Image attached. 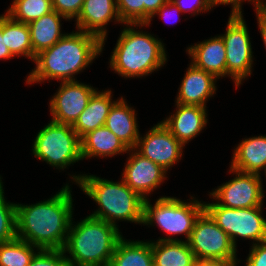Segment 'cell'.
Returning a JSON list of instances; mask_svg holds the SVG:
<instances>
[{"label": "cell", "mask_w": 266, "mask_h": 266, "mask_svg": "<svg viewBox=\"0 0 266 266\" xmlns=\"http://www.w3.org/2000/svg\"><path fill=\"white\" fill-rule=\"evenodd\" d=\"M241 1L242 0H209L210 6L218 5V4H229L233 5L231 16H242L241 14ZM251 1V0H249ZM255 1V0H253Z\"/></svg>", "instance_id": "obj_36"}, {"label": "cell", "mask_w": 266, "mask_h": 266, "mask_svg": "<svg viewBox=\"0 0 266 266\" xmlns=\"http://www.w3.org/2000/svg\"><path fill=\"white\" fill-rule=\"evenodd\" d=\"M151 243L154 266H195L197 261L187 241L164 238Z\"/></svg>", "instance_id": "obj_21"}, {"label": "cell", "mask_w": 266, "mask_h": 266, "mask_svg": "<svg viewBox=\"0 0 266 266\" xmlns=\"http://www.w3.org/2000/svg\"><path fill=\"white\" fill-rule=\"evenodd\" d=\"M231 171L238 176L211 193L213 197L222 201L217 204L233 209L262 206L264 193L260 175L241 172L233 168Z\"/></svg>", "instance_id": "obj_11"}, {"label": "cell", "mask_w": 266, "mask_h": 266, "mask_svg": "<svg viewBox=\"0 0 266 266\" xmlns=\"http://www.w3.org/2000/svg\"><path fill=\"white\" fill-rule=\"evenodd\" d=\"M170 8V0L167 1L164 5H162L155 14L159 13V15H161L162 17L167 16L169 13V11L165 12L166 10H168Z\"/></svg>", "instance_id": "obj_40"}, {"label": "cell", "mask_w": 266, "mask_h": 266, "mask_svg": "<svg viewBox=\"0 0 266 266\" xmlns=\"http://www.w3.org/2000/svg\"><path fill=\"white\" fill-rule=\"evenodd\" d=\"M187 242L197 262L236 264V248L231 239L205 210L197 218Z\"/></svg>", "instance_id": "obj_7"}, {"label": "cell", "mask_w": 266, "mask_h": 266, "mask_svg": "<svg viewBox=\"0 0 266 266\" xmlns=\"http://www.w3.org/2000/svg\"><path fill=\"white\" fill-rule=\"evenodd\" d=\"M96 90L77 81H63L58 93L50 101L52 121L73 125L85 110Z\"/></svg>", "instance_id": "obj_12"}, {"label": "cell", "mask_w": 266, "mask_h": 266, "mask_svg": "<svg viewBox=\"0 0 266 266\" xmlns=\"http://www.w3.org/2000/svg\"><path fill=\"white\" fill-rule=\"evenodd\" d=\"M184 0H170V9H176L178 12H183V11H192L194 9H196L195 11L197 13H199L200 11L202 10H209L211 9V6L209 4V0H197L195 3L196 5H192L193 7L191 9H188V7L185 8L184 6V3H183ZM190 8V7H189Z\"/></svg>", "instance_id": "obj_35"}, {"label": "cell", "mask_w": 266, "mask_h": 266, "mask_svg": "<svg viewBox=\"0 0 266 266\" xmlns=\"http://www.w3.org/2000/svg\"><path fill=\"white\" fill-rule=\"evenodd\" d=\"M138 139L135 148L141 146L139 154L161 166L164 170L172 166L182 156L183 145L162 124L154 126L146 136Z\"/></svg>", "instance_id": "obj_13"}, {"label": "cell", "mask_w": 266, "mask_h": 266, "mask_svg": "<svg viewBox=\"0 0 266 266\" xmlns=\"http://www.w3.org/2000/svg\"><path fill=\"white\" fill-rule=\"evenodd\" d=\"M116 8L122 23L146 25L143 24V0H116Z\"/></svg>", "instance_id": "obj_30"}, {"label": "cell", "mask_w": 266, "mask_h": 266, "mask_svg": "<svg viewBox=\"0 0 266 266\" xmlns=\"http://www.w3.org/2000/svg\"><path fill=\"white\" fill-rule=\"evenodd\" d=\"M32 246L39 249L17 237L11 241L0 243V266H29L36 254Z\"/></svg>", "instance_id": "obj_27"}, {"label": "cell", "mask_w": 266, "mask_h": 266, "mask_svg": "<svg viewBox=\"0 0 266 266\" xmlns=\"http://www.w3.org/2000/svg\"><path fill=\"white\" fill-rule=\"evenodd\" d=\"M73 177L81 189L100 206L90 216L114 226L116 219L143 223L145 199L131 190L123 180L119 183L91 175Z\"/></svg>", "instance_id": "obj_4"}, {"label": "cell", "mask_w": 266, "mask_h": 266, "mask_svg": "<svg viewBox=\"0 0 266 266\" xmlns=\"http://www.w3.org/2000/svg\"><path fill=\"white\" fill-rule=\"evenodd\" d=\"M84 0H52L53 10L67 19L77 18L81 12Z\"/></svg>", "instance_id": "obj_32"}, {"label": "cell", "mask_w": 266, "mask_h": 266, "mask_svg": "<svg viewBox=\"0 0 266 266\" xmlns=\"http://www.w3.org/2000/svg\"><path fill=\"white\" fill-rule=\"evenodd\" d=\"M215 80V76L191 64L180 86L177 103L205 107V101L216 90Z\"/></svg>", "instance_id": "obj_17"}, {"label": "cell", "mask_w": 266, "mask_h": 266, "mask_svg": "<svg viewBox=\"0 0 266 266\" xmlns=\"http://www.w3.org/2000/svg\"><path fill=\"white\" fill-rule=\"evenodd\" d=\"M71 217L72 197L66 185L44 202L29 206L16 204V236L39 249L63 250Z\"/></svg>", "instance_id": "obj_1"}, {"label": "cell", "mask_w": 266, "mask_h": 266, "mask_svg": "<svg viewBox=\"0 0 266 266\" xmlns=\"http://www.w3.org/2000/svg\"><path fill=\"white\" fill-rule=\"evenodd\" d=\"M113 17L120 21L115 0H84L77 17V28L98 37L103 43L106 37L105 26ZM103 29V30H102Z\"/></svg>", "instance_id": "obj_15"}, {"label": "cell", "mask_w": 266, "mask_h": 266, "mask_svg": "<svg viewBox=\"0 0 266 266\" xmlns=\"http://www.w3.org/2000/svg\"><path fill=\"white\" fill-rule=\"evenodd\" d=\"M2 36L12 56L25 55L35 60L28 24L13 20L8 14L2 16Z\"/></svg>", "instance_id": "obj_26"}, {"label": "cell", "mask_w": 266, "mask_h": 266, "mask_svg": "<svg viewBox=\"0 0 266 266\" xmlns=\"http://www.w3.org/2000/svg\"><path fill=\"white\" fill-rule=\"evenodd\" d=\"M204 211V204L197 200L184 203L172 197L159 198L154 207L146 199L144 201L143 223L151 224L156 221L158 226L167 234L185 233L188 241L195 222Z\"/></svg>", "instance_id": "obj_8"}, {"label": "cell", "mask_w": 266, "mask_h": 266, "mask_svg": "<svg viewBox=\"0 0 266 266\" xmlns=\"http://www.w3.org/2000/svg\"><path fill=\"white\" fill-rule=\"evenodd\" d=\"M233 155L231 168L235 170L258 175L259 170L266 171V136L245 139Z\"/></svg>", "instance_id": "obj_22"}, {"label": "cell", "mask_w": 266, "mask_h": 266, "mask_svg": "<svg viewBox=\"0 0 266 266\" xmlns=\"http://www.w3.org/2000/svg\"><path fill=\"white\" fill-rule=\"evenodd\" d=\"M226 48V75L238 86L251 74L252 51L246 24L242 16H231L226 34L221 36Z\"/></svg>", "instance_id": "obj_10"}, {"label": "cell", "mask_w": 266, "mask_h": 266, "mask_svg": "<svg viewBox=\"0 0 266 266\" xmlns=\"http://www.w3.org/2000/svg\"><path fill=\"white\" fill-rule=\"evenodd\" d=\"M29 266H70L63 250L39 249Z\"/></svg>", "instance_id": "obj_31"}, {"label": "cell", "mask_w": 266, "mask_h": 266, "mask_svg": "<svg viewBox=\"0 0 266 266\" xmlns=\"http://www.w3.org/2000/svg\"><path fill=\"white\" fill-rule=\"evenodd\" d=\"M261 207L233 209L217 203L204 204V210L229 236L235 247L236 236L259 243L266 241V220L260 214Z\"/></svg>", "instance_id": "obj_9"}, {"label": "cell", "mask_w": 266, "mask_h": 266, "mask_svg": "<svg viewBox=\"0 0 266 266\" xmlns=\"http://www.w3.org/2000/svg\"><path fill=\"white\" fill-rule=\"evenodd\" d=\"M135 118L134 109L127 106L121 98L110 108L105 123V127L113 132L129 150L135 149L140 135Z\"/></svg>", "instance_id": "obj_19"}, {"label": "cell", "mask_w": 266, "mask_h": 266, "mask_svg": "<svg viewBox=\"0 0 266 266\" xmlns=\"http://www.w3.org/2000/svg\"><path fill=\"white\" fill-rule=\"evenodd\" d=\"M60 17L67 19L53 10L49 14L28 24L33 54L35 56L42 50L53 46L64 36V34L60 33Z\"/></svg>", "instance_id": "obj_24"}, {"label": "cell", "mask_w": 266, "mask_h": 266, "mask_svg": "<svg viewBox=\"0 0 266 266\" xmlns=\"http://www.w3.org/2000/svg\"><path fill=\"white\" fill-rule=\"evenodd\" d=\"M169 0H143V24H149L157 10Z\"/></svg>", "instance_id": "obj_34"}, {"label": "cell", "mask_w": 266, "mask_h": 266, "mask_svg": "<svg viewBox=\"0 0 266 266\" xmlns=\"http://www.w3.org/2000/svg\"><path fill=\"white\" fill-rule=\"evenodd\" d=\"M177 112L162 124L184 145L198 135L207 123L205 107L177 103Z\"/></svg>", "instance_id": "obj_16"}, {"label": "cell", "mask_w": 266, "mask_h": 266, "mask_svg": "<svg viewBox=\"0 0 266 266\" xmlns=\"http://www.w3.org/2000/svg\"><path fill=\"white\" fill-rule=\"evenodd\" d=\"M13 57L6 47L5 36H2V16H0V59Z\"/></svg>", "instance_id": "obj_38"}, {"label": "cell", "mask_w": 266, "mask_h": 266, "mask_svg": "<svg viewBox=\"0 0 266 266\" xmlns=\"http://www.w3.org/2000/svg\"><path fill=\"white\" fill-rule=\"evenodd\" d=\"M256 1V10L257 9H266V4H264V3H262V1H260V0H255Z\"/></svg>", "instance_id": "obj_41"}, {"label": "cell", "mask_w": 266, "mask_h": 266, "mask_svg": "<svg viewBox=\"0 0 266 266\" xmlns=\"http://www.w3.org/2000/svg\"><path fill=\"white\" fill-rule=\"evenodd\" d=\"M256 11L260 32L266 46V9H257Z\"/></svg>", "instance_id": "obj_37"}, {"label": "cell", "mask_w": 266, "mask_h": 266, "mask_svg": "<svg viewBox=\"0 0 266 266\" xmlns=\"http://www.w3.org/2000/svg\"><path fill=\"white\" fill-rule=\"evenodd\" d=\"M246 266H266V241L253 244Z\"/></svg>", "instance_id": "obj_33"}, {"label": "cell", "mask_w": 266, "mask_h": 266, "mask_svg": "<svg viewBox=\"0 0 266 266\" xmlns=\"http://www.w3.org/2000/svg\"><path fill=\"white\" fill-rule=\"evenodd\" d=\"M2 182L0 180V243L15 239L16 236V204L5 202Z\"/></svg>", "instance_id": "obj_29"}, {"label": "cell", "mask_w": 266, "mask_h": 266, "mask_svg": "<svg viewBox=\"0 0 266 266\" xmlns=\"http://www.w3.org/2000/svg\"><path fill=\"white\" fill-rule=\"evenodd\" d=\"M52 11V0H14L7 14L17 22L29 24Z\"/></svg>", "instance_id": "obj_28"}, {"label": "cell", "mask_w": 266, "mask_h": 266, "mask_svg": "<svg viewBox=\"0 0 266 266\" xmlns=\"http://www.w3.org/2000/svg\"><path fill=\"white\" fill-rule=\"evenodd\" d=\"M33 153L37 158L62 169L72 162L83 159L81 138L72 126L54 121L37 134Z\"/></svg>", "instance_id": "obj_6"}, {"label": "cell", "mask_w": 266, "mask_h": 266, "mask_svg": "<svg viewBox=\"0 0 266 266\" xmlns=\"http://www.w3.org/2000/svg\"><path fill=\"white\" fill-rule=\"evenodd\" d=\"M109 266H154L151 243L118 241Z\"/></svg>", "instance_id": "obj_25"}, {"label": "cell", "mask_w": 266, "mask_h": 266, "mask_svg": "<svg viewBox=\"0 0 266 266\" xmlns=\"http://www.w3.org/2000/svg\"><path fill=\"white\" fill-rule=\"evenodd\" d=\"M114 103L111 102V91H95L85 110L72 125L73 130L82 138L88 132L105 126L109 110Z\"/></svg>", "instance_id": "obj_20"}, {"label": "cell", "mask_w": 266, "mask_h": 266, "mask_svg": "<svg viewBox=\"0 0 266 266\" xmlns=\"http://www.w3.org/2000/svg\"><path fill=\"white\" fill-rule=\"evenodd\" d=\"M198 266H236V264L224 262H198Z\"/></svg>", "instance_id": "obj_39"}, {"label": "cell", "mask_w": 266, "mask_h": 266, "mask_svg": "<svg viewBox=\"0 0 266 266\" xmlns=\"http://www.w3.org/2000/svg\"><path fill=\"white\" fill-rule=\"evenodd\" d=\"M193 65L216 78L226 75V48L221 36L188 48Z\"/></svg>", "instance_id": "obj_18"}, {"label": "cell", "mask_w": 266, "mask_h": 266, "mask_svg": "<svg viewBox=\"0 0 266 266\" xmlns=\"http://www.w3.org/2000/svg\"><path fill=\"white\" fill-rule=\"evenodd\" d=\"M166 170L141 154L130 156L125 166L123 181L127 186L146 200L144 194L157 188L165 178Z\"/></svg>", "instance_id": "obj_14"}, {"label": "cell", "mask_w": 266, "mask_h": 266, "mask_svg": "<svg viewBox=\"0 0 266 266\" xmlns=\"http://www.w3.org/2000/svg\"><path fill=\"white\" fill-rule=\"evenodd\" d=\"M111 57L112 69L125 77L147 75L166 61L162 43L133 28L122 31Z\"/></svg>", "instance_id": "obj_5"}, {"label": "cell", "mask_w": 266, "mask_h": 266, "mask_svg": "<svg viewBox=\"0 0 266 266\" xmlns=\"http://www.w3.org/2000/svg\"><path fill=\"white\" fill-rule=\"evenodd\" d=\"M126 151H129V149L105 126L90 131L81 138L82 158L109 157Z\"/></svg>", "instance_id": "obj_23"}, {"label": "cell", "mask_w": 266, "mask_h": 266, "mask_svg": "<svg viewBox=\"0 0 266 266\" xmlns=\"http://www.w3.org/2000/svg\"><path fill=\"white\" fill-rule=\"evenodd\" d=\"M65 34L50 48L35 56L36 68L28 76L27 82H40L45 79L73 81L75 73L89 65L102 51V41L89 33Z\"/></svg>", "instance_id": "obj_2"}, {"label": "cell", "mask_w": 266, "mask_h": 266, "mask_svg": "<svg viewBox=\"0 0 266 266\" xmlns=\"http://www.w3.org/2000/svg\"><path fill=\"white\" fill-rule=\"evenodd\" d=\"M121 238L116 226L88 216L75 227L71 221L63 251L70 266H109Z\"/></svg>", "instance_id": "obj_3"}]
</instances>
